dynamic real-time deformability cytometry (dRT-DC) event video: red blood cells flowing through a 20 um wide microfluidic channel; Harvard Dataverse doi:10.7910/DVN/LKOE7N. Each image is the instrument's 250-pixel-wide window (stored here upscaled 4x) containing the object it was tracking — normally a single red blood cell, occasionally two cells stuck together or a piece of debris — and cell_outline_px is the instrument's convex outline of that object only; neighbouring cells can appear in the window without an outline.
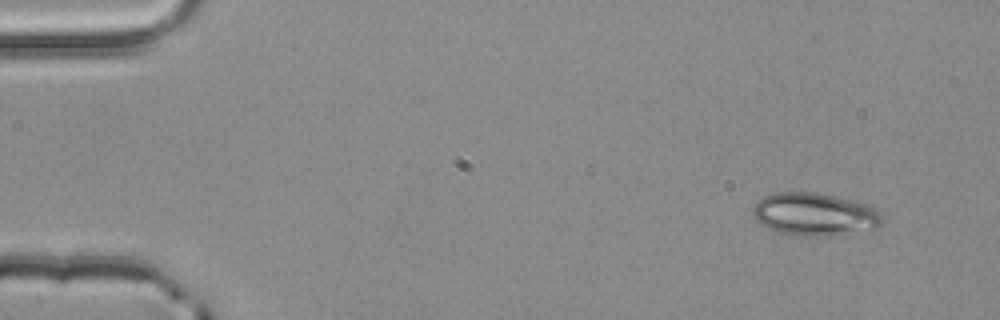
{"species": "common noctule bat (a hibernating species)", "species_latin": "Nyctalus noctula", "temperature_condition": "room temperature", "stored_images_in_passage": 3, "camera_frame_rate_fps": 3000, "um_per_image_px": 0.085, "animal": {"sex": "male", "body_mass_g": 20.4}, "frame": {"image": 1, "passage_image": 1, "time_ms": 0.0, "image_size_px": [1000, 320], "cell_outline_px": [[884, 220], [876, 228], [824, 236], [800, 236], [776, 232], [760, 224], [752, 216], [752, 208], [764, 196], [772, 192], [816, 192], [836, 196], [868, 204], [884, 216]], "centroid_in_image_um": [69.21, 18.2], "position_along_channel_um": 15.8, "area_um2": 32.37}}